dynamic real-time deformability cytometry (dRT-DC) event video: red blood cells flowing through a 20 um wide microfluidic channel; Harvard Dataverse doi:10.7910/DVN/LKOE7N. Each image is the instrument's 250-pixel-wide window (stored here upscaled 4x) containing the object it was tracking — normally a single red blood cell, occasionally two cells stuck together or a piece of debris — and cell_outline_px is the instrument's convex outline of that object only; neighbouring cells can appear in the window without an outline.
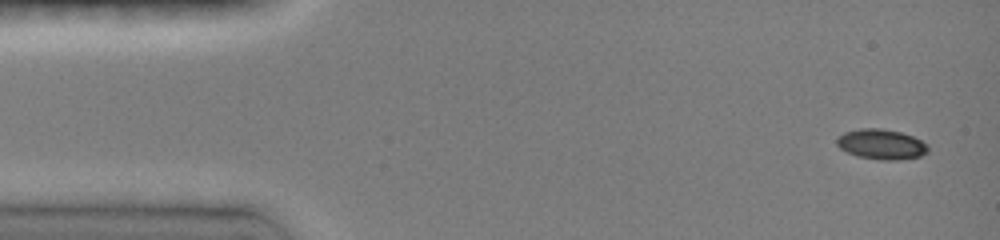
{"species": "common noctule bat (a hibernating species)", "species_latin": "Nyctalus noctula", "temperature_condition": "room temperature", "stored_images_in_passage": 15, "camera_frame_rate_fps": 3000, "um_per_image_px": 0.085, "animal": {"sex": "female", "body_mass_g": 19.0, "forearm_length_mm": 51.5}, "frame": {"image": 1, "passage_image": 1, "time_ms": 0.0, "image_size_px": [1000, 240], "cell_outline_px": [[928, 152], [920, 156], [896, 160], [884, 160], [860, 156], [848, 152], [840, 148], [836, 144], [836, 140], [844, 132], [860, 128], [880, 128], [900, 132], [912, 136], [928, 144]], "centroid_in_image_um": [74.93, 12.25], "position_along_channel_um": 10.1, "area_um2": 15.84}}
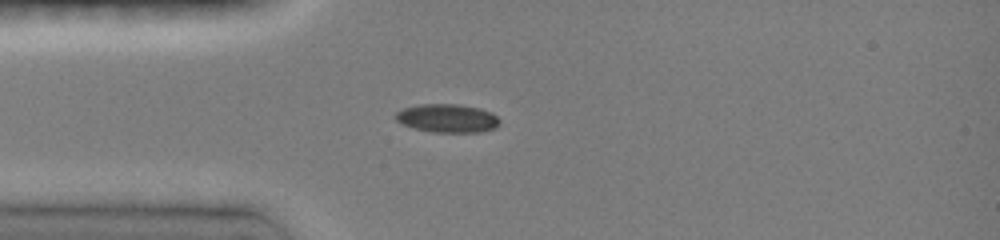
{"frame": {"image": 2, "passage_image": 7, "time_ms": 3.333, "image_size_px": [1000, 240], "cell_outline_px": [[500, 124], [496, 128], [480, 132], [432, 132], [416, 128], [404, 124], [396, 120], [392, 116], [396, 112], [404, 108], [420, 104], [456, 104], [480, 108], [492, 112], [500, 120]], "centroid_in_image_um": [38.05, 10.05], "position_along_channel_um": 47.0, "area_um2": 17.28}}
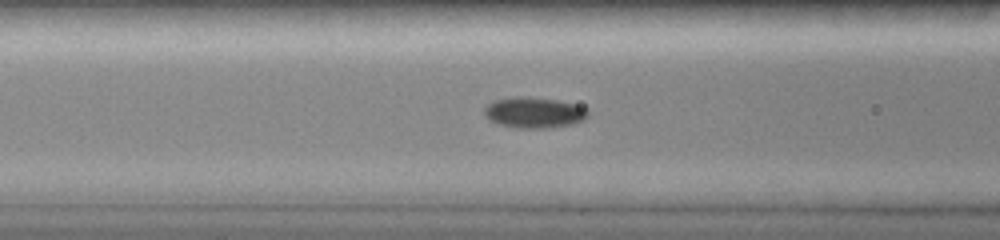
{"frame": {"image": 3, "passage_image": 12, "time_ms": 5.333, "image_size_px": [1000, 240], "cell_outline_px": [[588, 116], [584, 120], [572, 124], [548, 128], [516, 128], [500, 124], [492, 120], [484, 112], [484, 108], [492, 100], [512, 96], [524, 96], [556, 100], [576, 104], [588, 108]], "centroid_in_image_um": [45.42, 9.55], "position_along_channel_um": 121.2, "area_um2": 18.67}}